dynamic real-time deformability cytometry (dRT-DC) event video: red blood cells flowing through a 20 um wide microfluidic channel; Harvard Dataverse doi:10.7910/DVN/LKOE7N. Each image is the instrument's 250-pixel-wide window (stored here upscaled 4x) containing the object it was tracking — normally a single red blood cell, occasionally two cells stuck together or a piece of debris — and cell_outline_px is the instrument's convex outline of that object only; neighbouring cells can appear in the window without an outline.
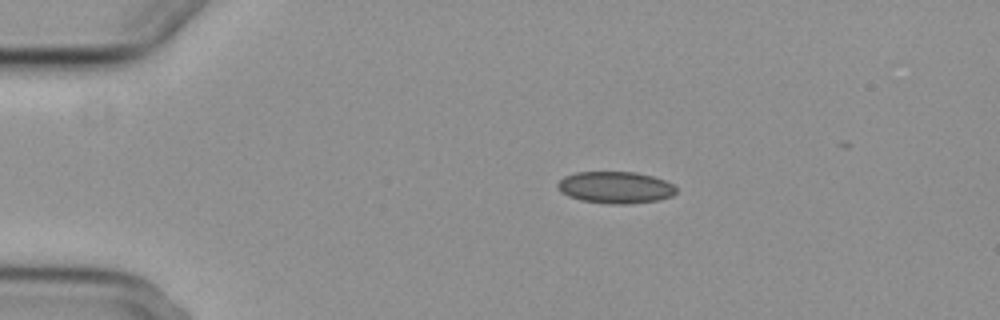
{"species": "common noctule bat (a hibernating species)", "species_latin": "Nyctalus noctula", "temperature_condition": "cold", "stored_images_in_passage": 3, "segment_of_instrument_passage": [1, 2], "camera_frame_rate_fps": 3000, "um_per_image_px": 0.085, "animal": {"sex": "female", "body_mass_g": 29.2, "forearm_length_mm": 56.3}, "frame": {"image": 1, "passage_image": 1, "time_ms": 0.0, "image_size_px": [1000, 320], "cell_outline_px": [[676, 192], [672, 196], [660, 200], [624, 204], [612, 204], [580, 200], [568, 196], [560, 192], [556, 184], [564, 176], [576, 172], [636, 172], [652, 176], [664, 180], [672, 184], [676, 188]], "centroid_in_image_um": [52.29, 15.93], "position_along_channel_um": 32.7, "area_um2": 22.02}}